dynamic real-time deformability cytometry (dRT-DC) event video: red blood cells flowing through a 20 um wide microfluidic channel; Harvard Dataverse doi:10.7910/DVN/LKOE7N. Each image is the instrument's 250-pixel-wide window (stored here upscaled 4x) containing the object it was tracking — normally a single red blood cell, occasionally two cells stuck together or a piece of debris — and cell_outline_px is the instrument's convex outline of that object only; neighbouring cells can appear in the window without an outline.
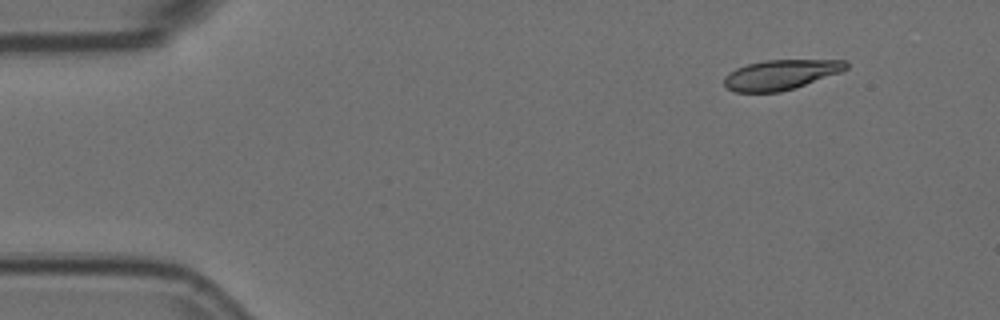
{"species": "Egyptian fruit bat (a non-hibernating species)", "species_latin": "Rousettus aegyptiacus", "temperature_condition": "room temperature", "stored_images_in_passage": 5, "camera_frame_rate_fps": 3000, "um_per_image_px": 0.085, "animal": {"sex": "female"}, "frame": {"image": 1, "passage_image": 1, "time_ms": 0.0, "image_size_px": [1000, 320], "cell_outline_px": [[848, 68], [840, 72], [780, 92], [736, 92], [728, 88], [724, 84], [724, 76], [728, 72], [736, 68], [748, 64], [764, 60], [848, 60]], "centroid_in_image_um": [66.33, 6.34], "position_along_channel_um": 18.7, "area_um2": 21.04}}
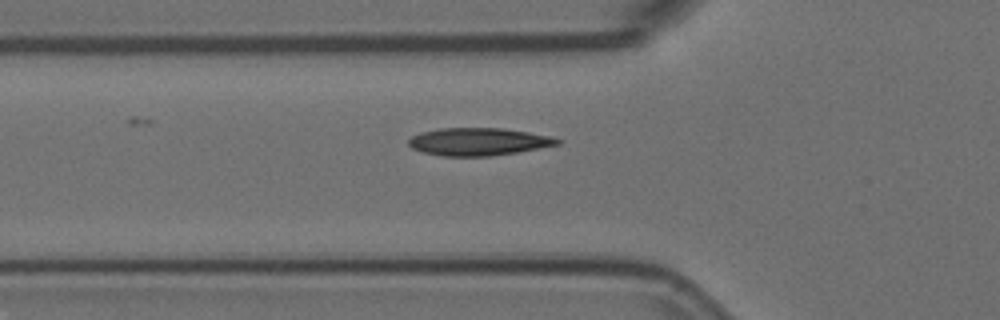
{"frame": {"image": 2, "passage_image": 5, "time_ms": 1.333, "image_size_px": [1000, 320], "cell_outline_px": [[564, 140], [560, 144], [516, 152], [488, 156], [444, 156], [424, 152], [412, 148], [408, 144], [408, 140], [412, 136], [420, 132], [440, 128], [504, 128], [552, 136]], "centroid_in_image_um": [40.69, 12.03], "position_along_channel_um": 85.1, "area_um2": 23.93}}